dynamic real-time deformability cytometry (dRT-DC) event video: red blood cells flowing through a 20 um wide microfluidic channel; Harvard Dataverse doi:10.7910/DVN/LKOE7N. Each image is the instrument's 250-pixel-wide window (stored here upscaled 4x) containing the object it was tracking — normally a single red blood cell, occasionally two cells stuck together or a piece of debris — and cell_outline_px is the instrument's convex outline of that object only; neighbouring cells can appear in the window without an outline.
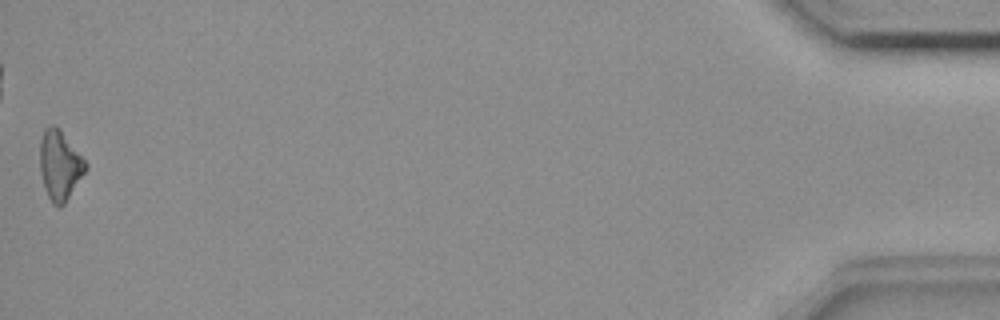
{"species": "common noctule bat (a hibernating species)", "species_latin": "Nyctalus noctula", "temperature_condition": "room temperature", "stored_images_in_passage": 55, "camera_frame_rate_fps": 3000, "um_per_image_px": 0.085, "animal": {"sex": "female", "body_mass_g": 18.4}, "frame": {"image": 1, "passage_image": 55, "time_ms": 18.0, "image_size_px": [1000, 320], "cell_outline_px": [[88, 168], [64, 204], [60, 208], [52, 204], [44, 188], [40, 172], [40, 140], [44, 128], [52, 124], [60, 128], [88, 164]], "centroid_in_image_um": [5.08, 14.04], "position_along_channel_um": 430.1, "area_um2": 18.67}}